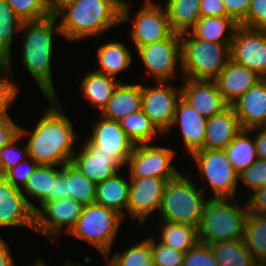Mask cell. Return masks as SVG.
<instances>
[{
    "label": "cell",
    "instance_id": "49",
    "mask_svg": "<svg viewBox=\"0 0 266 266\" xmlns=\"http://www.w3.org/2000/svg\"><path fill=\"white\" fill-rule=\"evenodd\" d=\"M248 211L256 214H266V186L251 192L248 197Z\"/></svg>",
    "mask_w": 266,
    "mask_h": 266
},
{
    "label": "cell",
    "instance_id": "28",
    "mask_svg": "<svg viewBox=\"0 0 266 266\" xmlns=\"http://www.w3.org/2000/svg\"><path fill=\"white\" fill-rule=\"evenodd\" d=\"M200 0H167L166 11L174 33L189 32L201 18Z\"/></svg>",
    "mask_w": 266,
    "mask_h": 266
},
{
    "label": "cell",
    "instance_id": "7",
    "mask_svg": "<svg viewBox=\"0 0 266 266\" xmlns=\"http://www.w3.org/2000/svg\"><path fill=\"white\" fill-rule=\"evenodd\" d=\"M122 219L123 216L117 211L92 203L84 207L69 234L87 241L108 258Z\"/></svg>",
    "mask_w": 266,
    "mask_h": 266
},
{
    "label": "cell",
    "instance_id": "48",
    "mask_svg": "<svg viewBox=\"0 0 266 266\" xmlns=\"http://www.w3.org/2000/svg\"><path fill=\"white\" fill-rule=\"evenodd\" d=\"M201 17L228 16L224 8L223 0H200Z\"/></svg>",
    "mask_w": 266,
    "mask_h": 266
},
{
    "label": "cell",
    "instance_id": "11",
    "mask_svg": "<svg viewBox=\"0 0 266 266\" xmlns=\"http://www.w3.org/2000/svg\"><path fill=\"white\" fill-rule=\"evenodd\" d=\"M144 66L158 82H166L176 75V65L181 67L180 34L172 33L167 39L137 48Z\"/></svg>",
    "mask_w": 266,
    "mask_h": 266
},
{
    "label": "cell",
    "instance_id": "24",
    "mask_svg": "<svg viewBox=\"0 0 266 266\" xmlns=\"http://www.w3.org/2000/svg\"><path fill=\"white\" fill-rule=\"evenodd\" d=\"M140 110H142V86L120 82L112 98L102 110V117L119 121Z\"/></svg>",
    "mask_w": 266,
    "mask_h": 266
},
{
    "label": "cell",
    "instance_id": "42",
    "mask_svg": "<svg viewBox=\"0 0 266 266\" xmlns=\"http://www.w3.org/2000/svg\"><path fill=\"white\" fill-rule=\"evenodd\" d=\"M238 180L248 186L250 192L266 186V160L257 159L238 174Z\"/></svg>",
    "mask_w": 266,
    "mask_h": 266
},
{
    "label": "cell",
    "instance_id": "25",
    "mask_svg": "<svg viewBox=\"0 0 266 266\" xmlns=\"http://www.w3.org/2000/svg\"><path fill=\"white\" fill-rule=\"evenodd\" d=\"M129 186L118 173L96 185L95 203L117 211L124 217L127 209Z\"/></svg>",
    "mask_w": 266,
    "mask_h": 266
},
{
    "label": "cell",
    "instance_id": "15",
    "mask_svg": "<svg viewBox=\"0 0 266 266\" xmlns=\"http://www.w3.org/2000/svg\"><path fill=\"white\" fill-rule=\"evenodd\" d=\"M128 194V213L143 224L146 217L160 209L163 192L168 181L159 177H131Z\"/></svg>",
    "mask_w": 266,
    "mask_h": 266
},
{
    "label": "cell",
    "instance_id": "13",
    "mask_svg": "<svg viewBox=\"0 0 266 266\" xmlns=\"http://www.w3.org/2000/svg\"><path fill=\"white\" fill-rule=\"evenodd\" d=\"M157 87H142V110L161 132H168L171 127L177 103L182 97L181 89L175 92L165 82H156Z\"/></svg>",
    "mask_w": 266,
    "mask_h": 266
},
{
    "label": "cell",
    "instance_id": "46",
    "mask_svg": "<svg viewBox=\"0 0 266 266\" xmlns=\"http://www.w3.org/2000/svg\"><path fill=\"white\" fill-rule=\"evenodd\" d=\"M18 96V87L10 79H0V119L10 118L7 110Z\"/></svg>",
    "mask_w": 266,
    "mask_h": 266
},
{
    "label": "cell",
    "instance_id": "32",
    "mask_svg": "<svg viewBox=\"0 0 266 266\" xmlns=\"http://www.w3.org/2000/svg\"><path fill=\"white\" fill-rule=\"evenodd\" d=\"M218 266H257L244 239L210 244Z\"/></svg>",
    "mask_w": 266,
    "mask_h": 266
},
{
    "label": "cell",
    "instance_id": "47",
    "mask_svg": "<svg viewBox=\"0 0 266 266\" xmlns=\"http://www.w3.org/2000/svg\"><path fill=\"white\" fill-rule=\"evenodd\" d=\"M251 0H223L228 17L241 24L247 15Z\"/></svg>",
    "mask_w": 266,
    "mask_h": 266
},
{
    "label": "cell",
    "instance_id": "41",
    "mask_svg": "<svg viewBox=\"0 0 266 266\" xmlns=\"http://www.w3.org/2000/svg\"><path fill=\"white\" fill-rule=\"evenodd\" d=\"M148 240L151 243L154 266H183L184 252H179L162 243L155 242L152 237Z\"/></svg>",
    "mask_w": 266,
    "mask_h": 266
},
{
    "label": "cell",
    "instance_id": "36",
    "mask_svg": "<svg viewBox=\"0 0 266 266\" xmlns=\"http://www.w3.org/2000/svg\"><path fill=\"white\" fill-rule=\"evenodd\" d=\"M66 194L83 205L95 203L96 184L88 180L71 162L65 164Z\"/></svg>",
    "mask_w": 266,
    "mask_h": 266
},
{
    "label": "cell",
    "instance_id": "23",
    "mask_svg": "<svg viewBox=\"0 0 266 266\" xmlns=\"http://www.w3.org/2000/svg\"><path fill=\"white\" fill-rule=\"evenodd\" d=\"M242 130L232 105L207 119L204 149H225Z\"/></svg>",
    "mask_w": 266,
    "mask_h": 266
},
{
    "label": "cell",
    "instance_id": "18",
    "mask_svg": "<svg viewBox=\"0 0 266 266\" xmlns=\"http://www.w3.org/2000/svg\"><path fill=\"white\" fill-rule=\"evenodd\" d=\"M76 154L72 156L71 163L96 185L114 176L124 166L115 156L98 151L88 141Z\"/></svg>",
    "mask_w": 266,
    "mask_h": 266
},
{
    "label": "cell",
    "instance_id": "52",
    "mask_svg": "<svg viewBox=\"0 0 266 266\" xmlns=\"http://www.w3.org/2000/svg\"><path fill=\"white\" fill-rule=\"evenodd\" d=\"M259 131L257 136L254 138L256 144V151L258 159L266 160V126H259L249 129V132Z\"/></svg>",
    "mask_w": 266,
    "mask_h": 266
},
{
    "label": "cell",
    "instance_id": "33",
    "mask_svg": "<svg viewBox=\"0 0 266 266\" xmlns=\"http://www.w3.org/2000/svg\"><path fill=\"white\" fill-rule=\"evenodd\" d=\"M248 130H241L224 149L234 170L239 174L257 159L255 140L247 136Z\"/></svg>",
    "mask_w": 266,
    "mask_h": 266
},
{
    "label": "cell",
    "instance_id": "45",
    "mask_svg": "<svg viewBox=\"0 0 266 266\" xmlns=\"http://www.w3.org/2000/svg\"><path fill=\"white\" fill-rule=\"evenodd\" d=\"M33 163L29 165L26 160L20 161L16 166L7 170L2 176L15 188L21 189L24 192V186L27 183L29 176L34 172L38 164L30 158ZM27 164H25V163ZM25 164L27 166H24ZM24 166L25 168H23ZM21 184H20V183Z\"/></svg>",
    "mask_w": 266,
    "mask_h": 266
},
{
    "label": "cell",
    "instance_id": "30",
    "mask_svg": "<svg viewBox=\"0 0 266 266\" xmlns=\"http://www.w3.org/2000/svg\"><path fill=\"white\" fill-rule=\"evenodd\" d=\"M97 56L100 68L96 71L114 78L117 73L127 69L132 62V55L121 42L109 41L102 45L97 51Z\"/></svg>",
    "mask_w": 266,
    "mask_h": 266
},
{
    "label": "cell",
    "instance_id": "51",
    "mask_svg": "<svg viewBox=\"0 0 266 266\" xmlns=\"http://www.w3.org/2000/svg\"><path fill=\"white\" fill-rule=\"evenodd\" d=\"M66 194L65 164L61 166V174L54 181L53 192H50V201L68 198Z\"/></svg>",
    "mask_w": 266,
    "mask_h": 266
},
{
    "label": "cell",
    "instance_id": "4",
    "mask_svg": "<svg viewBox=\"0 0 266 266\" xmlns=\"http://www.w3.org/2000/svg\"><path fill=\"white\" fill-rule=\"evenodd\" d=\"M198 228L199 242L210 245L217 242L244 239L248 207L228 204L227 198H207Z\"/></svg>",
    "mask_w": 266,
    "mask_h": 266
},
{
    "label": "cell",
    "instance_id": "2",
    "mask_svg": "<svg viewBox=\"0 0 266 266\" xmlns=\"http://www.w3.org/2000/svg\"><path fill=\"white\" fill-rule=\"evenodd\" d=\"M52 106L36 123L27 142L28 157L38 165L63 166L70 163L73 144L78 136L73 124L63 113L56 97L48 98Z\"/></svg>",
    "mask_w": 266,
    "mask_h": 266
},
{
    "label": "cell",
    "instance_id": "8",
    "mask_svg": "<svg viewBox=\"0 0 266 266\" xmlns=\"http://www.w3.org/2000/svg\"><path fill=\"white\" fill-rule=\"evenodd\" d=\"M192 157L200 174L208 180L214 198L234 199L238 173L234 170L224 149H200L193 152Z\"/></svg>",
    "mask_w": 266,
    "mask_h": 266
},
{
    "label": "cell",
    "instance_id": "54",
    "mask_svg": "<svg viewBox=\"0 0 266 266\" xmlns=\"http://www.w3.org/2000/svg\"><path fill=\"white\" fill-rule=\"evenodd\" d=\"M70 0H49V5L51 7L52 12L54 13L61 5Z\"/></svg>",
    "mask_w": 266,
    "mask_h": 266
},
{
    "label": "cell",
    "instance_id": "1",
    "mask_svg": "<svg viewBox=\"0 0 266 266\" xmlns=\"http://www.w3.org/2000/svg\"><path fill=\"white\" fill-rule=\"evenodd\" d=\"M129 3L124 0H70L61 5L53 14L60 22L61 36L69 41L100 35L118 23L127 22Z\"/></svg>",
    "mask_w": 266,
    "mask_h": 266
},
{
    "label": "cell",
    "instance_id": "39",
    "mask_svg": "<svg viewBox=\"0 0 266 266\" xmlns=\"http://www.w3.org/2000/svg\"><path fill=\"white\" fill-rule=\"evenodd\" d=\"M24 21H39L53 14L49 0H6Z\"/></svg>",
    "mask_w": 266,
    "mask_h": 266
},
{
    "label": "cell",
    "instance_id": "31",
    "mask_svg": "<svg viewBox=\"0 0 266 266\" xmlns=\"http://www.w3.org/2000/svg\"><path fill=\"white\" fill-rule=\"evenodd\" d=\"M24 21L15 13L6 0H0V57L7 59V73L11 78V44L14 31L21 30Z\"/></svg>",
    "mask_w": 266,
    "mask_h": 266
},
{
    "label": "cell",
    "instance_id": "34",
    "mask_svg": "<svg viewBox=\"0 0 266 266\" xmlns=\"http://www.w3.org/2000/svg\"><path fill=\"white\" fill-rule=\"evenodd\" d=\"M162 225L159 242L176 251L186 253L199 242L196 227L166 221Z\"/></svg>",
    "mask_w": 266,
    "mask_h": 266
},
{
    "label": "cell",
    "instance_id": "27",
    "mask_svg": "<svg viewBox=\"0 0 266 266\" xmlns=\"http://www.w3.org/2000/svg\"><path fill=\"white\" fill-rule=\"evenodd\" d=\"M116 78L107 76L101 72L93 71L86 73L80 85L83 95L90 100L92 107H99L101 111L106 107L109 100L119 85Z\"/></svg>",
    "mask_w": 266,
    "mask_h": 266
},
{
    "label": "cell",
    "instance_id": "14",
    "mask_svg": "<svg viewBox=\"0 0 266 266\" xmlns=\"http://www.w3.org/2000/svg\"><path fill=\"white\" fill-rule=\"evenodd\" d=\"M133 20L130 34L137 48L167 39L173 33L166 8L149 0H145Z\"/></svg>",
    "mask_w": 266,
    "mask_h": 266
},
{
    "label": "cell",
    "instance_id": "40",
    "mask_svg": "<svg viewBox=\"0 0 266 266\" xmlns=\"http://www.w3.org/2000/svg\"><path fill=\"white\" fill-rule=\"evenodd\" d=\"M25 134H27V131L19 127V134L0 149V175H3L7 170L13 168L20 161L26 159L23 157L29 156L27 145L22 149L17 147V142L20 141Z\"/></svg>",
    "mask_w": 266,
    "mask_h": 266
},
{
    "label": "cell",
    "instance_id": "20",
    "mask_svg": "<svg viewBox=\"0 0 266 266\" xmlns=\"http://www.w3.org/2000/svg\"><path fill=\"white\" fill-rule=\"evenodd\" d=\"M232 106L242 130L266 126V78H261Z\"/></svg>",
    "mask_w": 266,
    "mask_h": 266
},
{
    "label": "cell",
    "instance_id": "26",
    "mask_svg": "<svg viewBox=\"0 0 266 266\" xmlns=\"http://www.w3.org/2000/svg\"><path fill=\"white\" fill-rule=\"evenodd\" d=\"M238 26L239 24L228 16L201 17L189 32L199 40L217 44H231L235 30ZM227 30L230 31L226 37L225 33Z\"/></svg>",
    "mask_w": 266,
    "mask_h": 266
},
{
    "label": "cell",
    "instance_id": "17",
    "mask_svg": "<svg viewBox=\"0 0 266 266\" xmlns=\"http://www.w3.org/2000/svg\"><path fill=\"white\" fill-rule=\"evenodd\" d=\"M93 134L87 140L98 151L115 156L123 165H126L135 144L125 134L118 121L100 118L94 123Z\"/></svg>",
    "mask_w": 266,
    "mask_h": 266
},
{
    "label": "cell",
    "instance_id": "9",
    "mask_svg": "<svg viewBox=\"0 0 266 266\" xmlns=\"http://www.w3.org/2000/svg\"><path fill=\"white\" fill-rule=\"evenodd\" d=\"M39 206L41 208H39ZM34 211V230L55 240L63 226L66 234L76 226L85 205L70 197L60 200L45 201Z\"/></svg>",
    "mask_w": 266,
    "mask_h": 266
},
{
    "label": "cell",
    "instance_id": "44",
    "mask_svg": "<svg viewBox=\"0 0 266 266\" xmlns=\"http://www.w3.org/2000/svg\"><path fill=\"white\" fill-rule=\"evenodd\" d=\"M240 26L266 32V0H251L245 20Z\"/></svg>",
    "mask_w": 266,
    "mask_h": 266
},
{
    "label": "cell",
    "instance_id": "29",
    "mask_svg": "<svg viewBox=\"0 0 266 266\" xmlns=\"http://www.w3.org/2000/svg\"><path fill=\"white\" fill-rule=\"evenodd\" d=\"M244 242L257 264L266 265V214L248 211Z\"/></svg>",
    "mask_w": 266,
    "mask_h": 266
},
{
    "label": "cell",
    "instance_id": "37",
    "mask_svg": "<svg viewBox=\"0 0 266 266\" xmlns=\"http://www.w3.org/2000/svg\"><path fill=\"white\" fill-rule=\"evenodd\" d=\"M118 122L135 145L149 143L160 132L143 110L127 115Z\"/></svg>",
    "mask_w": 266,
    "mask_h": 266
},
{
    "label": "cell",
    "instance_id": "16",
    "mask_svg": "<svg viewBox=\"0 0 266 266\" xmlns=\"http://www.w3.org/2000/svg\"><path fill=\"white\" fill-rule=\"evenodd\" d=\"M21 189L13 187L0 175V227L25 226L34 229V211Z\"/></svg>",
    "mask_w": 266,
    "mask_h": 266
},
{
    "label": "cell",
    "instance_id": "38",
    "mask_svg": "<svg viewBox=\"0 0 266 266\" xmlns=\"http://www.w3.org/2000/svg\"><path fill=\"white\" fill-rule=\"evenodd\" d=\"M116 253L109 260V266H154L151 243L148 239L129 247L123 253Z\"/></svg>",
    "mask_w": 266,
    "mask_h": 266
},
{
    "label": "cell",
    "instance_id": "3",
    "mask_svg": "<svg viewBox=\"0 0 266 266\" xmlns=\"http://www.w3.org/2000/svg\"><path fill=\"white\" fill-rule=\"evenodd\" d=\"M56 20L52 14L43 20L24 22L20 30L24 33L21 61L47 98L56 97L51 75L52 35L61 34L60 25L54 26Z\"/></svg>",
    "mask_w": 266,
    "mask_h": 266
},
{
    "label": "cell",
    "instance_id": "10",
    "mask_svg": "<svg viewBox=\"0 0 266 266\" xmlns=\"http://www.w3.org/2000/svg\"><path fill=\"white\" fill-rule=\"evenodd\" d=\"M174 150L147 144H137L126 165L130 166V177H159L167 181L181 173L172 165Z\"/></svg>",
    "mask_w": 266,
    "mask_h": 266
},
{
    "label": "cell",
    "instance_id": "12",
    "mask_svg": "<svg viewBox=\"0 0 266 266\" xmlns=\"http://www.w3.org/2000/svg\"><path fill=\"white\" fill-rule=\"evenodd\" d=\"M231 60L266 78V32L238 26L230 45Z\"/></svg>",
    "mask_w": 266,
    "mask_h": 266
},
{
    "label": "cell",
    "instance_id": "35",
    "mask_svg": "<svg viewBox=\"0 0 266 266\" xmlns=\"http://www.w3.org/2000/svg\"><path fill=\"white\" fill-rule=\"evenodd\" d=\"M53 165H38L29 176L25 192L30 197L36 198L40 205L50 201V192H53L54 181L61 174V170L55 169Z\"/></svg>",
    "mask_w": 266,
    "mask_h": 266
},
{
    "label": "cell",
    "instance_id": "22",
    "mask_svg": "<svg viewBox=\"0 0 266 266\" xmlns=\"http://www.w3.org/2000/svg\"><path fill=\"white\" fill-rule=\"evenodd\" d=\"M176 124L180 125L185 147L190 154L204 149L207 118L198 113L182 97L177 103L175 117L171 126L173 127Z\"/></svg>",
    "mask_w": 266,
    "mask_h": 266
},
{
    "label": "cell",
    "instance_id": "55",
    "mask_svg": "<svg viewBox=\"0 0 266 266\" xmlns=\"http://www.w3.org/2000/svg\"><path fill=\"white\" fill-rule=\"evenodd\" d=\"M0 71L7 73V59L0 57ZM2 77H0L1 79Z\"/></svg>",
    "mask_w": 266,
    "mask_h": 266
},
{
    "label": "cell",
    "instance_id": "6",
    "mask_svg": "<svg viewBox=\"0 0 266 266\" xmlns=\"http://www.w3.org/2000/svg\"><path fill=\"white\" fill-rule=\"evenodd\" d=\"M203 195V189L182 174L168 181L159 209L164 221L187 224L198 229L207 202Z\"/></svg>",
    "mask_w": 266,
    "mask_h": 266
},
{
    "label": "cell",
    "instance_id": "21",
    "mask_svg": "<svg viewBox=\"0 0 266 266\" xmlns=\"http://www.w3.org/2000/svg\"><path fill=\"white\" fill-rule=\"evenodd\" d=\"M261 78L255 71L230 60L214 81L224 101L232 105Z\"/></svg>",
    "mask_w": 266,
    "mask_h": 266
},
{
    "label": "cell",
    "instance_id": "56",
    "mask_svg": "<svg viewBox=\"0 0 266 266\" xmlns=\"http://www.w3.org/2000/svg\"><path fill=\"white\" fill-rule=\"evenodd\" d=\"M73 265H74V264H70V263H67V264H66V266H73ZM74 266H81V265H79V264L76 265V264H75Z\"/></svg>",
    "mask_w": 266,
    "mask_h": 266
},
{
    "label": "cell",
    "instance_id": "19",
    "mask_svg": "<svg viewBox=\"0 0 266 266\" xmlns=\"http://www.w3.org/2000/svg\"><path fill=\"white\" fill-rule=\"evenodd\" d=\"M182 98L207 119L225 109L228 104L214 80L188 79L181 89Z\"/></svg>",
    "mask_w": 266,
    "mask_h": 266
},
{
    "label": "cell",
    "instance_id": "43",
    "mask_svg": "<svg viewBox=\"0 0 266 266\" xmlns=\"http://www.w3.org/2000/svg\"><path fill=\"white\" fill-rule=\"evenodd\" d=\"M183 266H218L210 245L198 242L183 258Z\"/></svg>",
    "mask_w": 266,
    "mask_h": 266
},
{
    "label": "cell",
    "instance_id": "53",
    "mask_svg": "<svg viewBox=\"0 0 266 266\" xmlns=\"http://www.w3.org/2000/svg\"><path fill=\"white\" fill-rule=\"evenodd\" d=\"M10 254L8 245L0 237V266H16Z\"/></svg>",
    "mask_w": 266,
    "mask_h": 266
},
{
    "label": "cell",
    "instance_id": "50",
    "mask_svg": "<svg viewBox=\"0 0 266 266\" xmlns=\"http://www.w3.org/2000/svg\"><path fill=\"white\" fill-rule=\"evenodd\" d=\"M19 134V126H17L11 118L0 119V149L8 144Z\"/></svg>",
    "mask_w": 266,
    "mask_h": 266
},
{
    "label": "cell",
    "instance_id": "5",
    "mask_svg": "<svg viewBox=\"0 0 266 266\" xmlns=\"http://www.w3.org/2000/svg\"><path fill=\"white\" fill-rule=\"evenodd\" d=\"M180 40L181 69L186 79L214 80L231 60V44L199 40L190 32L180 34Z\"/></svg>",
    "mask_w": 266,
    "mask_h": 266
}]
</instances>
